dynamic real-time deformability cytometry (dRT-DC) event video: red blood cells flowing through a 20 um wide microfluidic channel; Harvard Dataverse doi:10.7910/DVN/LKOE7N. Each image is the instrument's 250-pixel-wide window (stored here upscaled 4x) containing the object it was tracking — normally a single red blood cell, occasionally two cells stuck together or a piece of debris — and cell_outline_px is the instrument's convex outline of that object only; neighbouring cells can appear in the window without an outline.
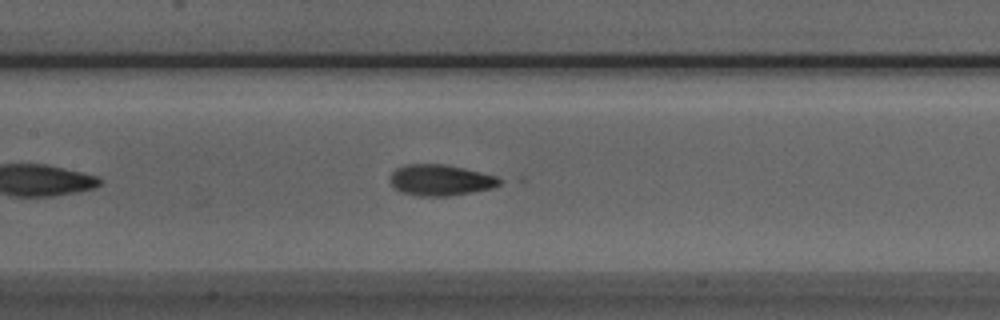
{"species": "Egyptian fruit bat (a non-hibernating species)", "species_latin": "Rousettus aegyptiacus", "temperature_condition": "room temperature", "stored_images_in_passage": 26, "camera_frame_rate_fps": 3000, "um_per_image_px": 0.085, "animal": {"sex": "male"}, "frame": {"image": 1, "passage_image": 13, "time_ms": 4.0, "image_size_px": [1000, 320], "cell_outline_px": [[504, 180], [500, 184], [492, 188], [472, 192], [448, 196], [416, 196], [400, 192], [392, 188], [392, 172], [396, 168], [404, 164], [444, 164], [464, 168], [496, 176]], "centroid_in_image_um": [37.43, 15.31], "position_along_channel_um": 170.0, "area_um2": 19.88}}
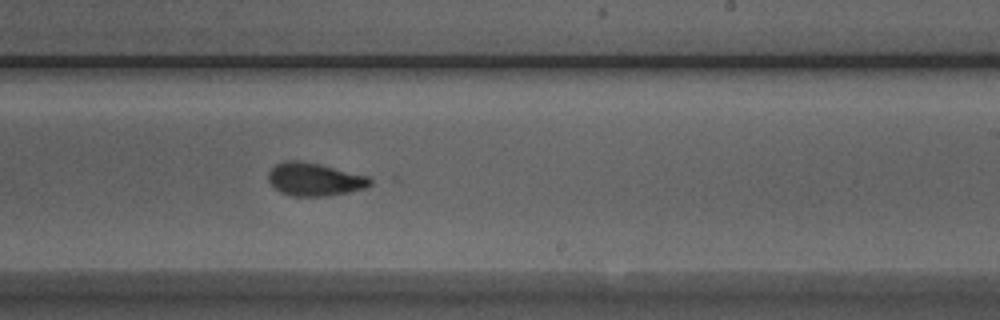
{"frame": {"image": 2, "passage_image": 20, "time_ms": 6.333, "image_size_px": [1000, 320], "cell_outline_px": [[372, 184], [364, 188], [348, 192], [328, 196], [292, 196], [280, 192], [268, 180], [268, 172], [276, 164], [284, 160], [296, 160], [320, 164], [368, 176], [372, 180]], "centroid_in_image_um": [26.73, 15.24], "position_along_channel_um": 262.3, "area_um2": 19.54}}
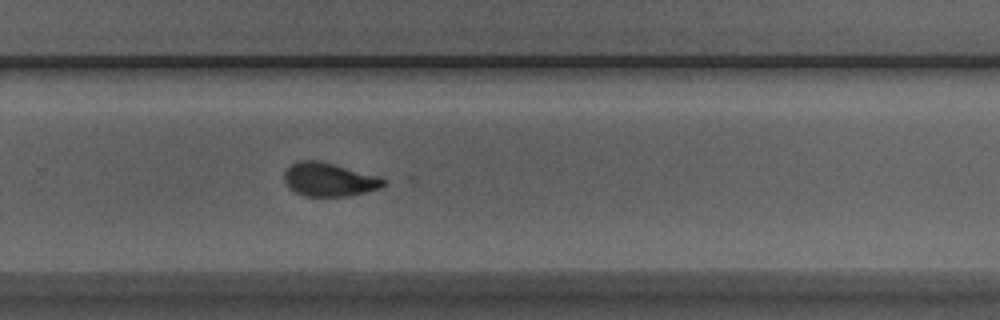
{"frame": {"image": 3, "passage_image": 23, "time_ms": 7.333, "image_size_px": [1000, 320], "cell_outline_px": [[388, 184], [380, 188], [352, 196], [304, 196], [288, 188], [284, 180], [284, 172], [292, 164], [300, 160], [316, 160], [380, 176], [388, 180]], "centroid_in_image_um": [28.01, 15.28], "position_along_channel_um": 301.8, "area_um2": 19.54}}